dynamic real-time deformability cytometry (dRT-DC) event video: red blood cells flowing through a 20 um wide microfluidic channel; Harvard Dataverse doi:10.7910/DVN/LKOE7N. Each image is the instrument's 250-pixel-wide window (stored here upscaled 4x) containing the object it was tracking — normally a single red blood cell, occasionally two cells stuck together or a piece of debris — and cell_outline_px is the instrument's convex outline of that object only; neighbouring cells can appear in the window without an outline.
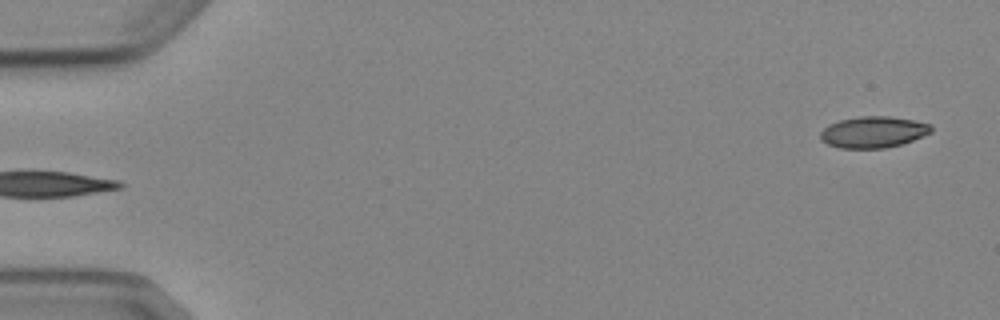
{"species": "Egyptian fruit bat (a non-hibernating species)", "species_latin": "Rousettus aegyptiacus", "temperature_condition": "cold", "stored_images_in_passage": 4, "segment_of_instrument_passage": [2, 2], "camera_frame_rate_fps": 3000, "um_per_image_px": 0.085, "animal": {"sex": "female"}, "frame": {"image": 1, "passage_image": 4, "time_ms": 4.0, "image_size_px": [1000, 320], "cell_outline_px": [[932, 132], [912, 140], [900, 144], [884, 148], [840, 148], [828, 144], [820, 140], [820, 132], [828, 124], [840, 120], [860, 116], [892, 116], [912, 120], [928, 124], [932, 128]], "centroid_in_image_um": [74.19, 11.22], "position_along_channel_um": 10.8, "area_um2": 20.11}}